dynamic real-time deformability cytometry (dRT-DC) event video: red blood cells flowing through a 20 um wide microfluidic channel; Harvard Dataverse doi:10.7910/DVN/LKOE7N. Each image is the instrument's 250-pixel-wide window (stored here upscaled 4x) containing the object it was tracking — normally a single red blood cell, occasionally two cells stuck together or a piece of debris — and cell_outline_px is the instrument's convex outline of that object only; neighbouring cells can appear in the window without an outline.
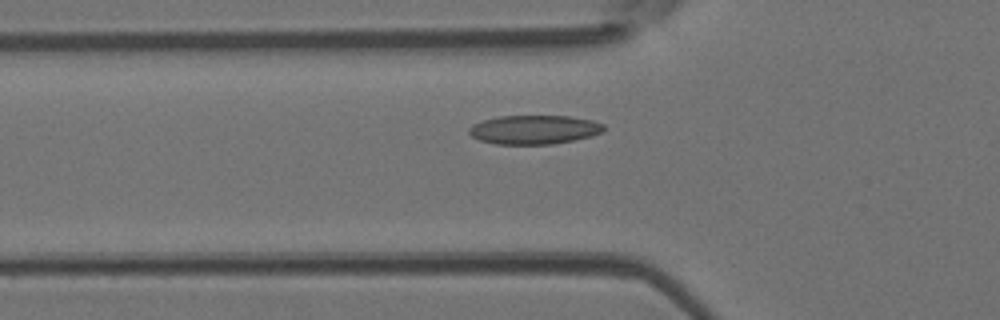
{"species": "Egyptian fruit bat (a non-hibernating species)", "species_latin": "Rousettus aegyptiacus", "temperature_condition": "room temperature", "stored_images_in_passage": 36, "camera_frame_rate_fps": 3000, "um_per_image_px": 0.085, "animal": {"sex": "female"}, "frame": {"image": 1, "passage_image": 2, "time_ms": 0.333, "image_size_px": [1000, 320], "cell_outline_px": [[604, 128], [600, 132], [592, 136], [552, 144], [496, 144], [480, 140], [472, 136], [468, 132], [468, 128], [472, 124], [484, 120], [500, 116], [568, 116], [592, 120], [604, 124]], "centroid_in_image_um": [45.38, 11.02], "position_along_channel_um": 80.4, "area_um2": 22.6}}
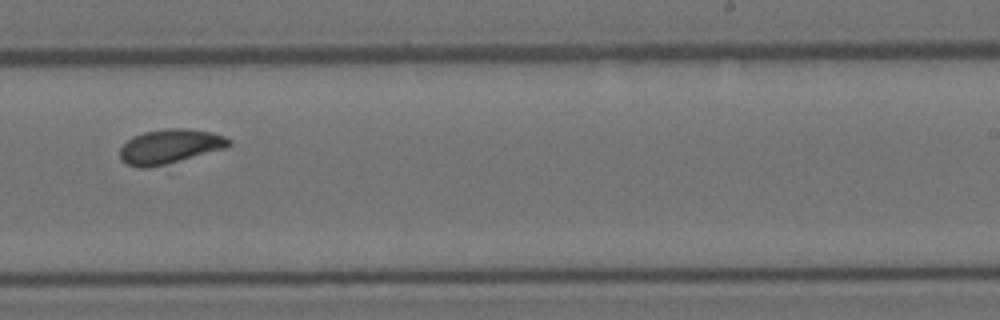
{"frame": {"image": 2, "passage_image": 17, "time_ms": 5.333, "image_size_px": [1000, 320], "cell_outline_px": [[232, 144], [224, 148], [180, 160], [148, 168], [140, 168], [128, 164], [120, 160], [120, 148], [132, 136], [144, 132], [168, 128], [184, 128], [212, 132], [224, 136], [232, 140]], "centroid_in_image_um": [14.42, 12.43], "position_along_channel_um": 274.6, "area_um2": 21.62}}
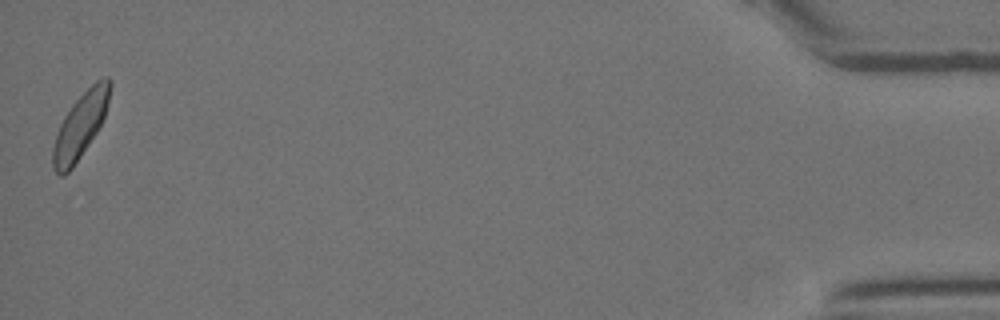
{"frame": {"image": 3, "passage_image": 36, "time_ms": 11.667, "image_size_px": [1000, 320], "cell_outline_px": [[112, 88], [104, 116], [96, 132], [72, 168], [64, 176], [60, 176], [52, 168], [52, 148], [60, 124], [64, 116], [72, 104], [96, 80], [104, 76], [108, 76], [112, 80]], "centroid_in_image_um": [6.83, 10.65], "position_along_channel_um": 428.4, "area_um2": 21.44}, "authors_computed_cell_mechanics": {"area_um2": 21.2415, "velocity_mm_per_s": 3.8915, "shape_relaxation_time_tau1_ms": 1.5755, "shape_relaxation_time_tau2_ms": null, "deformation_change_tau1": 0.1083, "deformation_change_tau2": null}}